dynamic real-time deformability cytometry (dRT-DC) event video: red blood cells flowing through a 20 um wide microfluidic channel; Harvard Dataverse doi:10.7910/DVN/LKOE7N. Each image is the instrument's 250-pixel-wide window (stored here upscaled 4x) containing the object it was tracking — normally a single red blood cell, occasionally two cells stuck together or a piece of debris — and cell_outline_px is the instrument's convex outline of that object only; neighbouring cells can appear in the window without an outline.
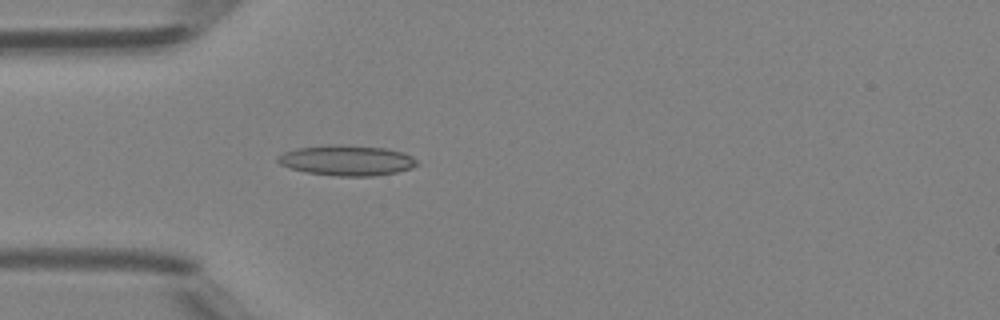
{"species": "Egyptian fruit bat (a non-hibernating species)", "species_latin": "Rousettus aegyptiacus", "temperature_condition": "room temperature", "stored_images_in_passage": 35, "camera_frame_rate_fps": 3000, "um_per_image_px": 0.085, "animal": {"sex": "female"}, "frame": {"image": 1, "passage_image": 1, "time_ms": 0.0, "image_size_px": [1000, 320], "cell_outline_px": [[420, 164], [412, 168], [396, 172], [372, 176], [336, 176], [308, 172], [288, 168], [280, 164], [276, 160], [276, 156], [284, 152], [296, 148], [332, 144], [384, 148], [404, 152], [412, 156]], "centroid_in_image_um": [29.47, 13.63], "position_along_channel_um": 55.5, "area_um2": 24.68}}
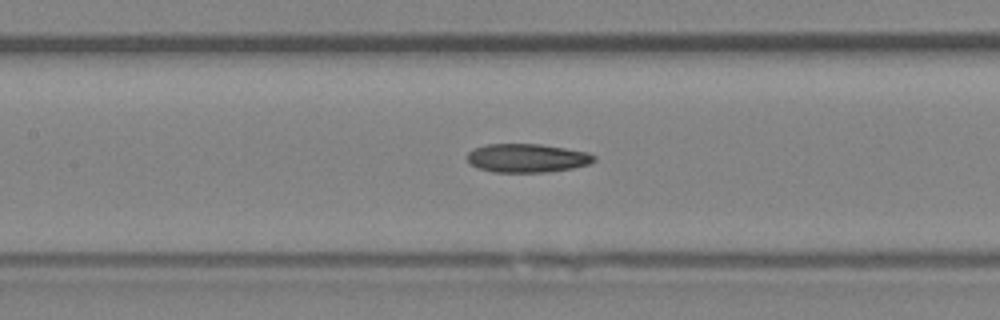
{"frame": {"image": 2, "passage_image": 9, "time_ms": 2.667, "image_size_px": [1000, 320], "cell_outline_px": [[596, 160], [588, 164], [572, 168], [548, 172], [492, 172], [480, 168], [472, 164], [468, 160], [468, 152], [484, 144], [540, 144], [588, 152], [596, 156]], "centroid_in_image_um": [44.83, 13.43], "position_along_channel_um": 162.6, "area_um2": 21.04}}
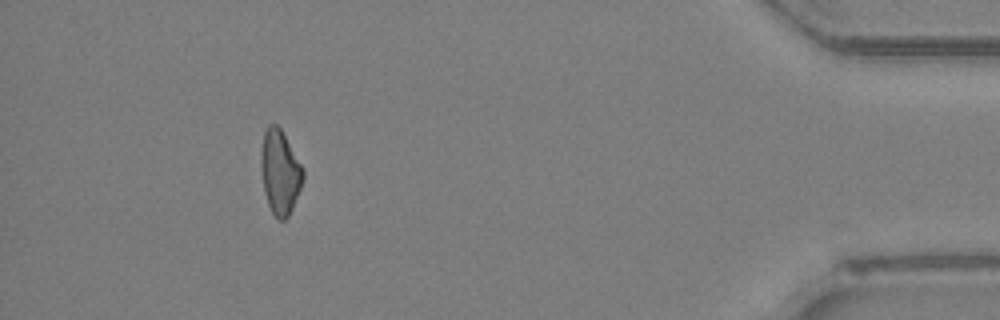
{"frame": {"image": 3, "passage_image": 31, "time_ms": 10.0, "image_size_px": [1000, 320], "cell_outline_px": [[304, 176], [300, 188], [292, 208], [288, 216], [284, 220], [276, 220], [268, 204], [264, 192], [260, 164], [260, 152], [264, 132], [268, 124], [276, 124], [280, 128], [304, 168]], "centroid_in_image_um": [23.78, 14.62], "position_along_channel_um": 411.4, "area_um2": 20.69}, "authors_computed_cell_mechanics": {"area_um2": 20.9814, "velocity_mm_per_s": 4.232, "shape_relaxation_time_tau1_ms": 7.3627, "shape_relaxation_time_tau2_ms": null, "deformation_change_tau1": 0.2, "deformation_change_tau2": null}}